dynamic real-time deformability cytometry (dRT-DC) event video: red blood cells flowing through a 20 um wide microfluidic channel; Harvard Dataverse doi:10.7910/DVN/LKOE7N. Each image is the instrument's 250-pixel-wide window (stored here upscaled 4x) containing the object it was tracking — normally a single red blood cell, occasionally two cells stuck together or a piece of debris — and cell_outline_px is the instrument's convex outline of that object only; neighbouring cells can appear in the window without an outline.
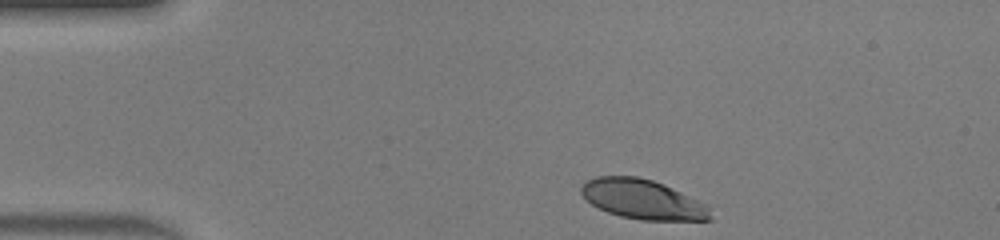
{"species": "human", "species_latin": "Homo sapiens", "temperature_condition": "warm", "stored_images_in_passage": 33, "camera_frame_rate_fps": 3000, "um_per_image_px": 0.085, "donor": {"sex": "male"}, "frame": {"image": 1, "passage_image": 1, "time_ms": 0.0, "image_size_px": [1000, 240], "cell_outline_px": [[712, 220], [640, 220], [620, 216], [608, 212], [592, 204], [580, 192], [580, 188], [588, 180], [596, 176], [636, 176], [652, 180], [664, 184], [708, 204], [712, 216]], "centroid_in_image_um": [54.67, 16.95], "position_along_channel_um": 30.3, "area_um2": 29.82}}
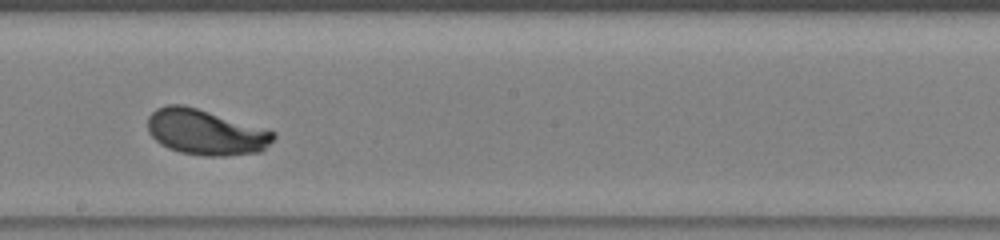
{"frame": {"image": 2, "passage_image": 19, "time_ms": 6.0, "image_size_px": [1000, 240], "cell_outline_px": [[276, 136], [260, 152], [228, 156], [204, 156], [180, 152], [168, 148], [160, 144], [148, 132], [148, 116], [156, 108], [168, 104], [184, 104], [276, 132]], "centroid_in_image_um": [17.45, 11.24], "position_along_channel_um": 230.7, "area_um2": 33.29}}
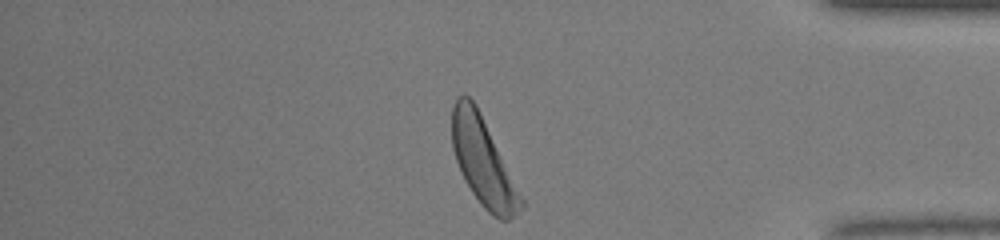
{"frame": {"image": 3, "passage_image": 32, "time_ms": 10.333, "image_size_px": [1000, 240], "cell_outline_px": [[524, 208], [508, 220], [500, 220], [492, 216], [480, 204], [464, 180], [460, 172], [452, 148], [452, 108], [456, 96], [468, 96], [476, 104], [524, 200]], "centroid_in_image_um": [41.05, 13.77], "position_along_channel_um": 394.1, "area_um2": 35.03}, "authors_computed_cell_mechanics": {"area_um2": 32.946, "velocity_mm_per_s": 4.3876, "shape_relaxation_time_tau1_ms": 1.9077, "shape_relaxation_time_tau2_ms": null, "deformation_change_tau1": 0.1702, "deformation_change_tau2": null}}